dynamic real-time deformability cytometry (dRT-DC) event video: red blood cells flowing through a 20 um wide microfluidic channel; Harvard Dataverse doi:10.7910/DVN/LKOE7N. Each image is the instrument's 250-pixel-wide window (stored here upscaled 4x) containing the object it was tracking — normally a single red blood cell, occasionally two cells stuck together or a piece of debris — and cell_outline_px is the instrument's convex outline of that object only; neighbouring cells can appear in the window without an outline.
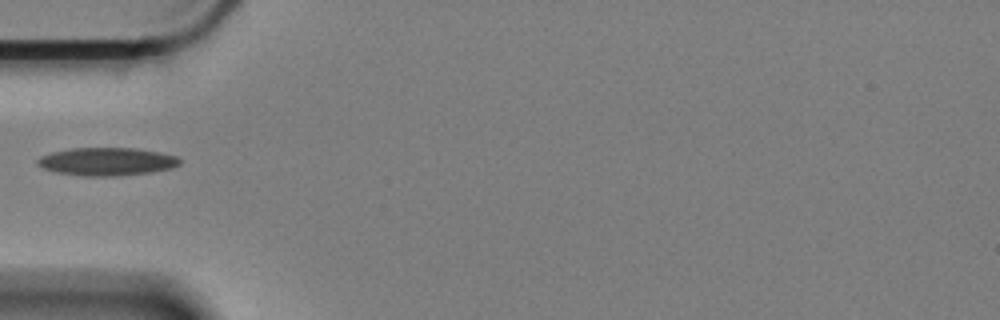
{"species": "Egyptian fruit bat (a non-hibernating species)", "species_latin": "Rousettus aegyptiacus", "temperature_condition": "cold", "stored_images_in_passage": 10, "camera_frame_rate_fps": 3000, "um_per_image_px": 0.085, "animal": {"sex": "female"}, "frame": {"image": 1, "passage_image": 1, "time_ms": 0.0, "image_size_px": [1000, 320], "cell_outline_px": [[180, 164], [172, 168], [152, 172], [120, 176], [84, 176], [56, 172], [44, 168], [36, 164], [36, 160], [40, 156], [52, 152], [72, 148], [136, 148], [160, 152], [176, 156], [180, 160]], "centroid_in_image_um": [9.08, 13.73], "position_along_channel_um": 75.9, "area_um2": 23.29}}
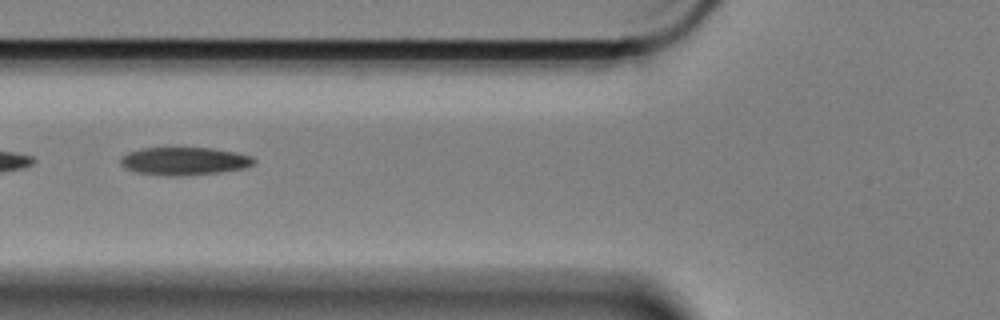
{"frame": {"image": 2, "passage_image": 4, "time_ms": 1.0, "image_size_px": [1000, 320], "cell_outline_px": [[256, 160], [252, 164], [244, 168], [220, 172], [180, 176], [164, 176], [136, 172], [120, 164], [120, 160], [124, 156], [132, 152], [144, 148], [212, 148], [236, 152], [252, 156]], "centroid_in_image_um": [15.71, 13.7], "position_along_channel_um": 110.1, "area_um2": 21.44}}
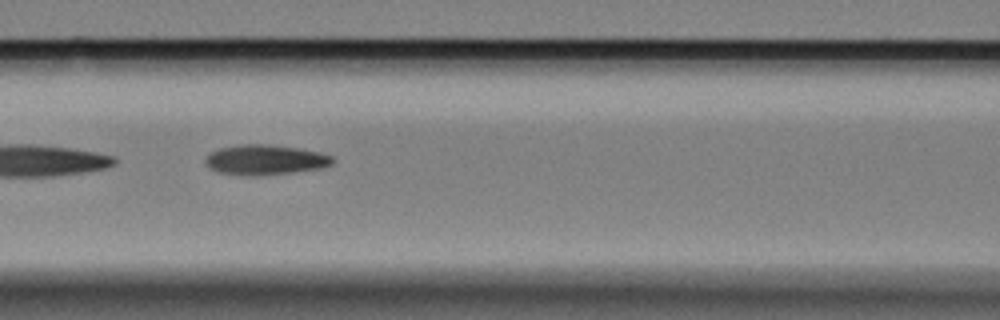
{"frame": {"image": 3, "passage_image": 7, "time_ms": 2.0, "image_size_px": [1000, 320], "cell_outline_px": [[336, 160], [332, 164], [324, 168], [260, 176], [244, 176], [220, 172], [208, 168], [204, 164], [204, 160], [212, 152], [220, 148], [240, 144], [268, 144], [300, 148], [320, 152], [332, 156]], "centroid_in_image_um": [22.57, 13.59], "position_along_channel_um": 144.0, "area_um2": 22.6}}